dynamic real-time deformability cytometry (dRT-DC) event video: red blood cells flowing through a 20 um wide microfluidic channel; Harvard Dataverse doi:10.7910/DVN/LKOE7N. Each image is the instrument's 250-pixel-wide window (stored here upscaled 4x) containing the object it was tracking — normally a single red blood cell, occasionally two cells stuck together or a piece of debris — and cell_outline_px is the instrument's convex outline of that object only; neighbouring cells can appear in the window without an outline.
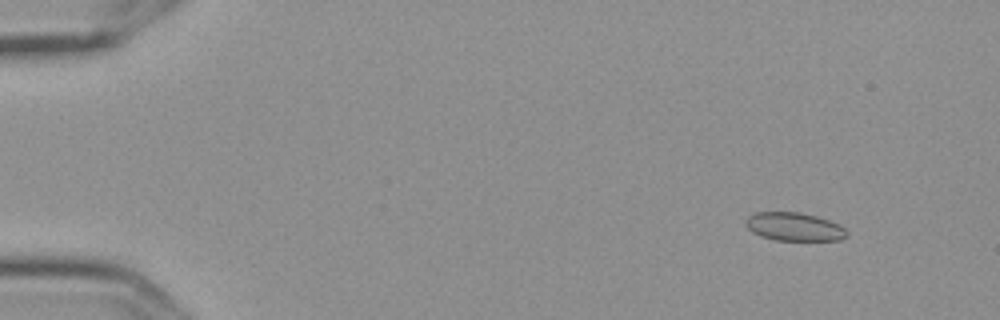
{"species": "Egyptian fruit bat (a non-hibernating species)", "species_latin": "Rousettus aegyptiacus", "temperature_condition": "cold", "stored_images_in_passage": 6, "camera_frame_rate_fps": 3000, "um_per_image_px": 0.085, "frame": {"image": 1, "passage_image": 1, "time_ms": 0.0, "image_size_px": [1000, 320], "cell_outline_px": [[848, 236], [840, 240], [776, 240], [760, 236], [752, 232], [748, 228], [744, 220], [748, 216], [756, 212], [800, 212], [816, 216], [840, 224], [848, 232]], "centroid_in_image_um": [67.51, 19.27], "position_along_channel_um": 17.5, "area_um2": 16.76}}
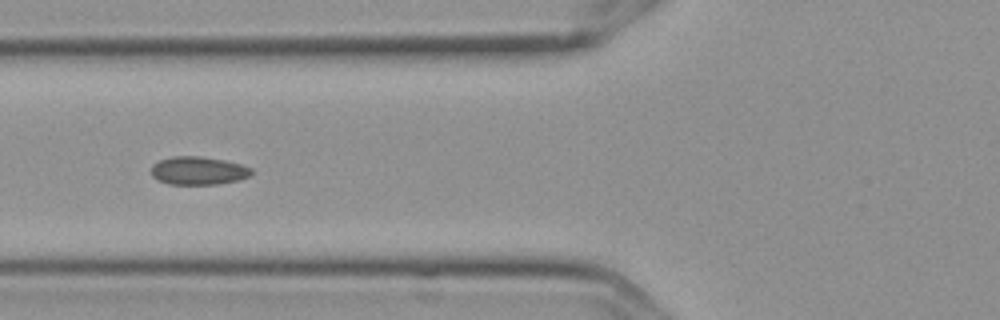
{"frame": {"image": 2, "passage_image": 6, "time_ms": 1.667, "image_size_px": [1000, 320], "cell_outline_px": [[252, 172], [248, 176], [236, 180], [216, 184], [168, 184], [156, 180], [152, 176], [152, 164], [160, 160], [172, 156], [200, 156], [224, 160], [240, 164], [252, 168]], "centroid_in_image_um": [16.81, 14.5], "position_along_channel_um": 109.0, "area_um2": 16.36}}